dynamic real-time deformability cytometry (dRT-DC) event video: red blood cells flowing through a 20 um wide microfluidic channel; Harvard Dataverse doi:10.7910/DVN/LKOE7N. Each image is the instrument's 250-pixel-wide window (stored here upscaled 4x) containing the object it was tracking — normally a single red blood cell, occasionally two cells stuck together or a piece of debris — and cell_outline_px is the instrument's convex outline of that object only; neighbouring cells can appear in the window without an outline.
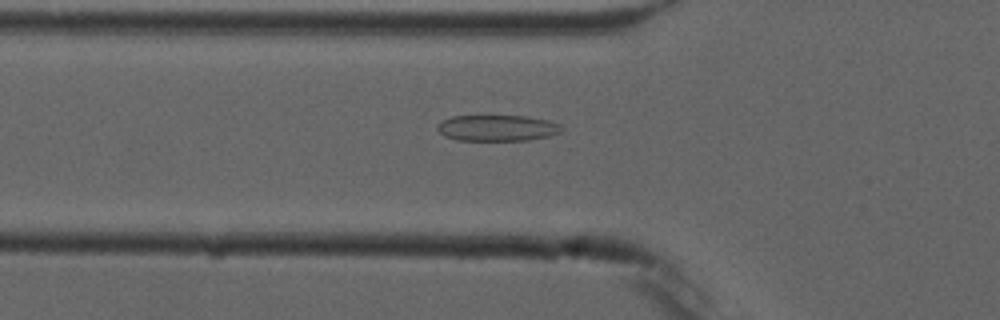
{"species": "common noctule bat (a hibernating species)", "species_latin": "Nyctalus noctula", "temperature_condition": "cold", "stored_images_in_passage": 4, "camera_frame_rate_fps": 3000, "um_per_image_px": 0.085, "animal": {"sex": "male", "forearm_length_mm": 52.5}, "frame": {"image": 1, "passage_image": 4, "time_ms": 3.667, "image_size_px": [1000, 320], "cell_outline_px": [[564, 128], [560, 132], [548, 136], [528, 140], [456, 140], [444, 136], [436, 128], [436, 124], [452, 116], [524, 116], [548, 120], [560, 124]], "centroid_in_image_um": [42.25, 10.88], "position_along_channel_um": 83.5, "area_um2": 18.84}}